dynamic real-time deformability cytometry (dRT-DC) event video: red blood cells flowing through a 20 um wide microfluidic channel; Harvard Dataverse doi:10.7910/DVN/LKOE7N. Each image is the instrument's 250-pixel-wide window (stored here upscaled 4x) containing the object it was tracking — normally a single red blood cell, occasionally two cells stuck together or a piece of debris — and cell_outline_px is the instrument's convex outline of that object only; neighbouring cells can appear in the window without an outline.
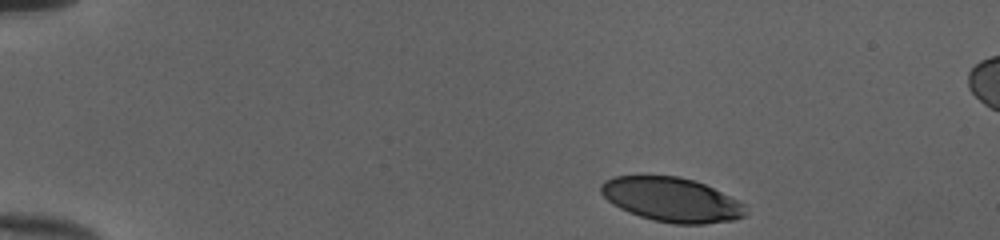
{"species": "human", "species_latin": "Homo sapiens", "temperature_condition": "cold", "stored_images_in_passage": 44, "camera_frame_rate_fps": 3000, "um_per_image_px": 0.085, "donor": {"sex": "female"}, "frame": {"image": 1, "passage_image": 1, "time_ms": 0.0, "image_size_px": [1000, 240], "cell_outline_px": [[748, 212], [744, 216], [732, 220], [704, 224], [672, 224], [652, 220], [628, 212], [612, 204], [600, 192], [600, 184], [604, 180], [616, 176], [676, 176], [692, 180], [704, 184], [740, 200], [748, 204]], "centroid_in_image_um": [57.12, 16.98], "position_along_channel_um": 27.9, "area_um2": 37.57}}
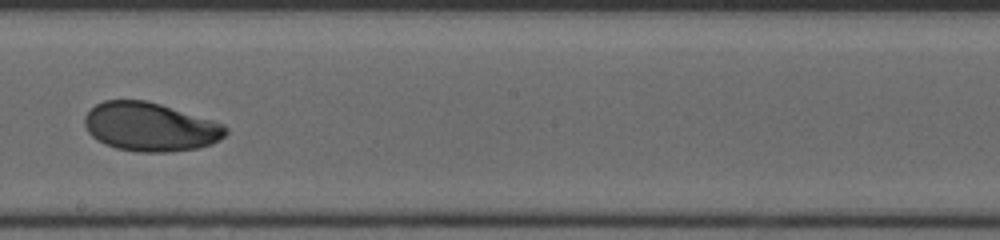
{"frame": {"image": 2, "passage_image": 24, "time_ms": 7.667, "image_size_px": [1000, 240], "cell_outline_px": [[228, 132], [224, 136], [212, 144], [200, 148], [168, 152], [136, 152], [116, 148], [104, 144], [96, 140], [88, 132], [84, 124], [84, 116], [96, 104], [104, 100], [144, 100], [160, 104], [212, 120], [224, 124], [228, 128]], "centroid_in_image_um": [12.76, 10.8], "position_along_channel_um": 235.4, "area_um2": 40.17}}
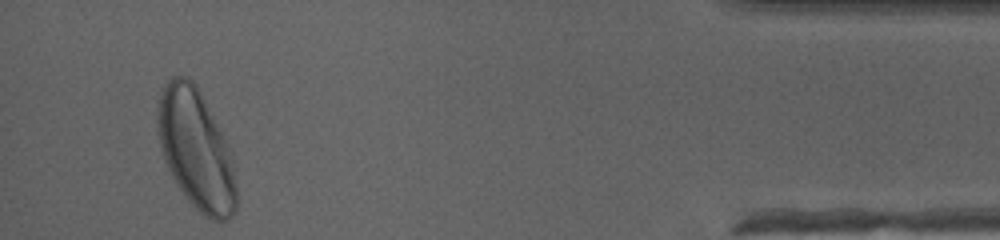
{"frame": {"image": 3, "passage_image": 42, "time_ms": 13.667, "image_size_px": [1000, 240], "cell_outline_px": [[236, 212], [228, 220], [212, 220], [204, 216], [188, 200], [176, 184], [164, 160], [160, 148], [156, 128], [156, 108], [160, 92], [164, 84], [172, 76], [188, 76], [196, 84], [224, 140], [232, 168], [236, 188]], "centroid_in_image_um": [16.59, 12.69], "position_along_channel_um": 418.6, "area_um2": 54.39}, "authors_computed_cell_mechanics": {"area_um2": 40.1421, "velocity_mm_per_s": 3.9992, "shape_relaxation_time_tau1_ms": 2.3708, "shape_relaxation_time_tau2_ms": null, "deformation_change_tau1": 0.1382, "deformation_change_tau2": null}}